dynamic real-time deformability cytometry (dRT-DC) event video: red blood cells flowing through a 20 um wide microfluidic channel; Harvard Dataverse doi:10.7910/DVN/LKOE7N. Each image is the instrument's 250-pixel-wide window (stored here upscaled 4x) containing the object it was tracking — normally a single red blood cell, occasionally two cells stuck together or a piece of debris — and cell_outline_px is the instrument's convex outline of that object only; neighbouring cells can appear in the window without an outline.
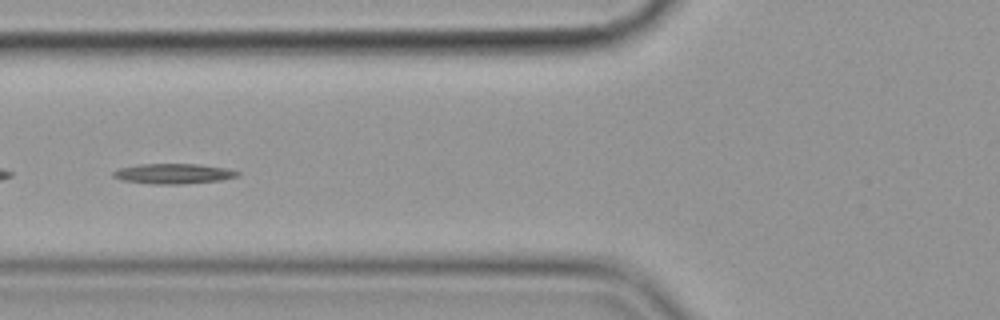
{"species": "common noctule bat (a hibernating species)", "species_latin": "Nyctalus noctula", "temperature_condition": "cold", "stored_images_in_passage": 57, "segment_of_instrument_passage": [2, 2], "camera_frame_rate_fps": 3000, "um_per_image_px": 0.085, "animal": {"sex": "female", "body_mass_g": 19.9}, "frame": {"image": 1, "passage_image": 23, "time_ms": 7.333, "image_size_px": [1000, 320], "cell_outline_px": [[240, 172], [236, 176], [220, 180], [184, 184], [156, 184], [120, 180], [112, 176], [112, 172], [120, 168], [140, 164], [196, 164], [228, 168]], "centroid_in_image_um": [14.71, 14.76], "position_along_channel_um": 111.1, "area_um2": 14.51}}
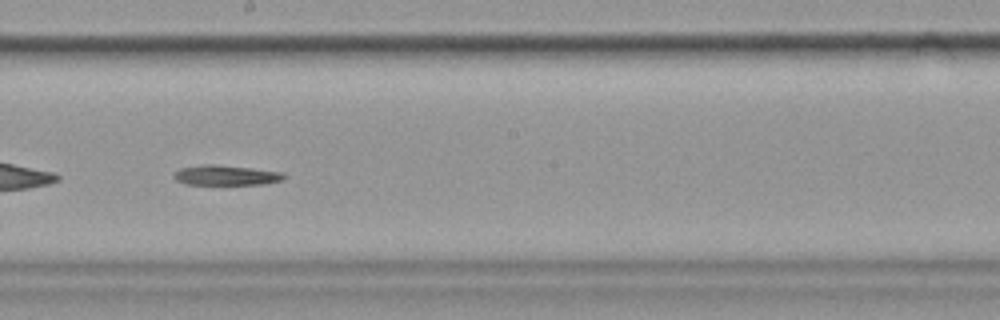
{"frame": {"image": 2, "passage_image": 33, "time_ms": 10.667, "image_size_px": [1000, 320], "cell_outline_px": [[288, 176], [284, 180], [264, 184], [184, 184], [176, 180], [172, 176], [172, 172], [180, 168], [204, 164], [216, 164], [252, 168], [284, 172]], "centroid_in_image_um": [19.22, 14.89], "position_along_channel_um": 229.0, "area_um2": 13.12}}
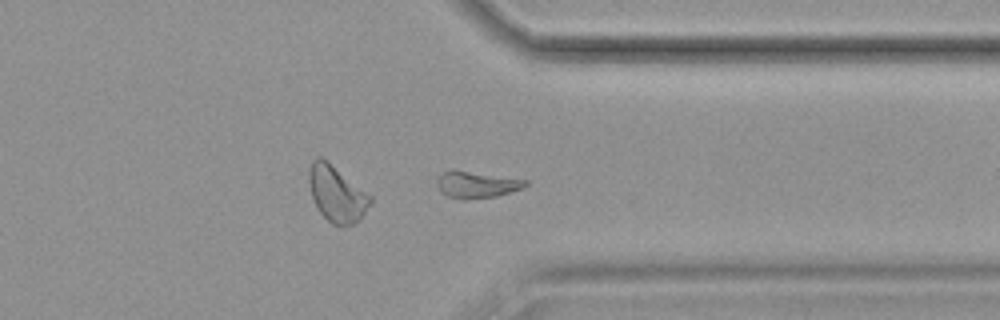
{"frame": {"image": 3, "passage_image": 45, "time_ms": 14.667, "image_size_px": [1000, 320], "cell_outline_px": [[528, 184], [520, 188], [496, 196], [468, 200], [464, 200], [448, 196], [440, 192], [436, 184], [436, 176], [440, 172], [468, 172], [528, 180]], "centroid_in_image_um": [40.45, 15.73], "position_along_channel_um": 371.0, "area_um2": 13.29}}